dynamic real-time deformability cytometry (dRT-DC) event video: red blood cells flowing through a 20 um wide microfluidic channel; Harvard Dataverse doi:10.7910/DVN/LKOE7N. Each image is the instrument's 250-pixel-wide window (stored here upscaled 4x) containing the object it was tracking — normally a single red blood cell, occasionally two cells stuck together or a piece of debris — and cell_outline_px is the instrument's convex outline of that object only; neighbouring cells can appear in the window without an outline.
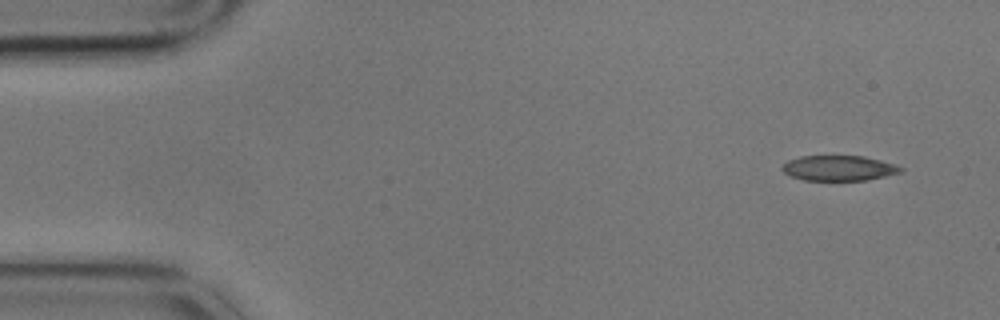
{"species": "common noctule bat (a hibernating species)", "species_latin": "Nyctalus noctula", "temperature_condition": "cold", "stored_images_in_passage": 4, "camera_frame_rate_fps": 3000, "um_per_image_px": 0.085, "animal": {"sex": "male", "body_mass_g": 17.9}, "frame": {"image": 1, "passage_image": 1, "time_ms": 0.0, "image_size_px": [1000, 320], "cell_outline_px": [[904, 168], [900, 172], [884, 176], [864, 180], [804, 180], [792, 176], [784, 172], [780, 168], [788, 160], [800, 156], [864, 156], [896, 164]], "centroid_in_image_um": [71.29, 14.28], "position_along_channel_um": 13.7, "area_um2": 17.28}}
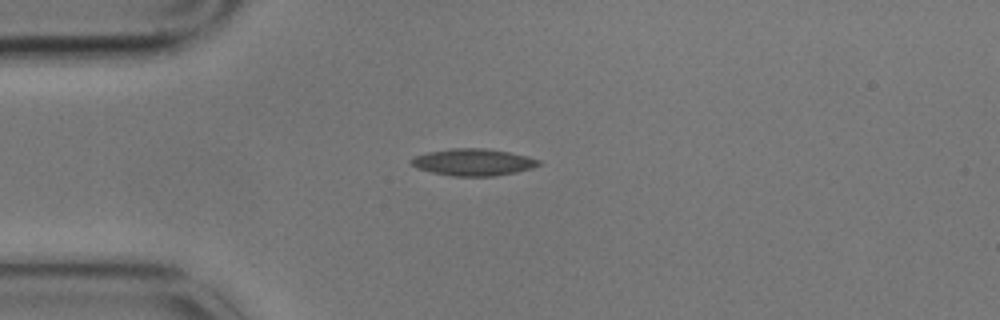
{"frame": {"image": 2, "passage_image": 4, "time_ms": 1.0, "image_size_px": [1000, 320], "cell_outline_px": [[540, 164], [532, 168], [516, 172], [492, 176], [452, 176], [432, 172], [416, 168], [408, 160], [416, 156], [428, 152], [452, 148], [484, 148], [508, 152], [528, 156], [540, 160]], "centroid_in_image_um": [40.21, 13.78], "position_along_channel_um": 44.8, "area_um2": 19.88}}